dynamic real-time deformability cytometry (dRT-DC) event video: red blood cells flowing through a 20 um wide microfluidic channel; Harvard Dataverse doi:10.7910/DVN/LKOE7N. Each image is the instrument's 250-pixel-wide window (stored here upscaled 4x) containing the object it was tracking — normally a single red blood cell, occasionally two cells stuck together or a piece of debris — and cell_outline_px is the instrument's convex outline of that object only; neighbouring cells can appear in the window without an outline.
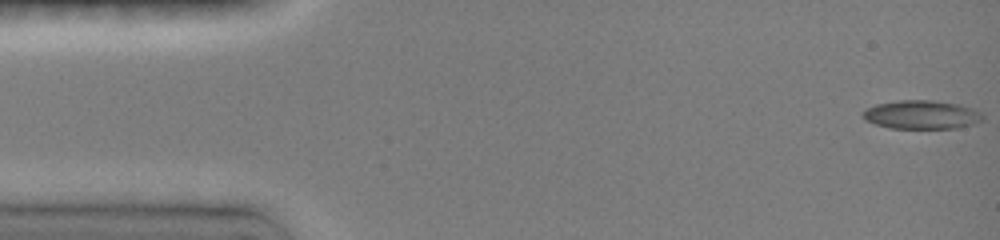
{"species": "common noctule bat (a hibernating species)", "species_latin": "Nyctalus noctula", "temperature_condition": "room temperature", "stored_images_in_passage": 48, "camera_frame_rate_fps": 3000, "um_per_image_px": 0.085, "animal": {"sex": "female", "body_mass_g": 19.0, "forearm_length_mm": 51.5}, "frame": {"image": 1, "passage_image": 1, "time_ms": 0.0, "image_size_px": [1000, 240], "cell_outline_px": [[984, 120], [972, 124], [956, 128], [888, 128], [864, 120], [860, 112], [876, 104], [900, 100], [932, 100], [960, 104], [972, 108], [980, 112], [984, 116]], "centroid_in_image_um": [78.33, 9.74], "position_along_channel_um": 6.7, "area_um2": 20.11}}
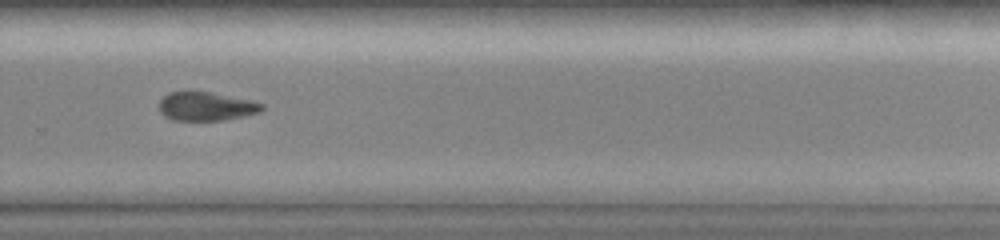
{"frame": {"image": 2, "passage_image": 33, "time_ms": 10.667, "image_size_px": [1000, 240], "cell_outline_px": [[264, 108], [260, 112], [244, 116], [224, 120], [172, 120], [164, 116], [160, 112], [160, 100], [168, 92], [208, 92], [252, 100], [264, 104]], "centroid_in_image_um": [17.54, 9.05], "position_along_channel_um": 312.3, "area_um2": 17.11}}
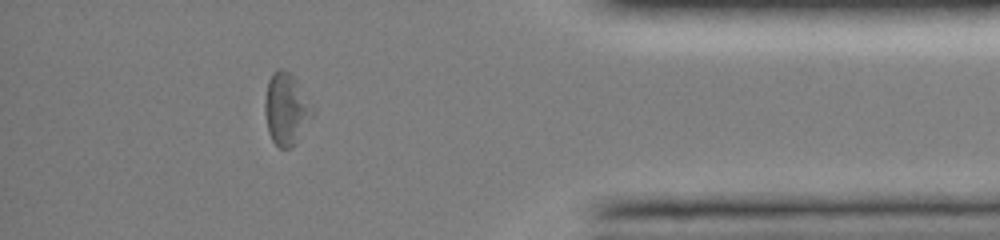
{"frame": {"image": 3, "passage_image": 42, "time_ms": 13.667, "image_size_px": [1000, 240], "cell_outline_px": [[316, 112], [296, 144], [292, 148], [280, 148], [272, 140], [268, 132], [264, 112], [264, 100], [268, 80], [272, 72], [280, 68], [288, 72], [292, 76], [316, 108]], "centroid_in_image_um": [24.35, 9.3], "position_along_channel_um": 410.9, "area_um2": 20.35}, "authors_computed_cell_mechanics": {"area_um2": 19.1029, "velocity_mm_per_s": 4.0074, "shape_relaxation_time_tau1_ms": null, "shape_relaxation_time_tau2_ms": 8.1876, "deformation_change_tau1": null, "deformation_change_tau2": 0.1617}}